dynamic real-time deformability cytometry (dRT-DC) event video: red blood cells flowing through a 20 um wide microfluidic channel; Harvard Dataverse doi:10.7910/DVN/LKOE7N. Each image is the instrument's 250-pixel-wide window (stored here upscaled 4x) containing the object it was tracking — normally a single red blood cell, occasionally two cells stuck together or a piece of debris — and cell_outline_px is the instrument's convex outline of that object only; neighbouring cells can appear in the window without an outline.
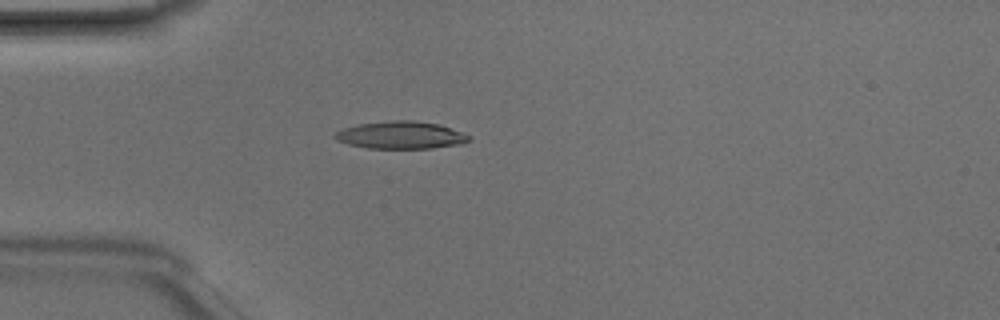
{"species": "Egyptian fruit bat (a non-hibernating species)", "species_latin": "Rousettus aegyptiacus", "temperature_condition": "room temperature", "stored_images_in_passage": 39, "camera_frame_rate_fps": 3000, "um_per_image_px": 0.085, "animal": {"sex": "male"}, "frame": {"image": 1, "passage_image": 4, "time_ms": 1.0, "image_size_px": [1000, 320], "cell_outline_px": [[472, 140], [460, 144], [432, 148], [368, 148], [348, 144], [336, 140], [332, 136], [336, 132], [344, 128], [360, 124], [392, 120], [412, 120], [440, 124], [464, 132], [472, 136]], "centroid_in_image_um": [34.12, 11.48], "position_along_channel_um": 50.9, "area_um2": 21.56}}
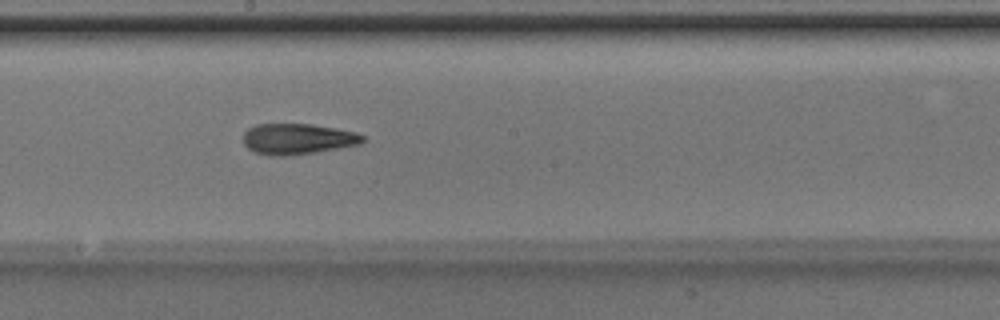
{"frame": {"image": 2, "passage_image": 17, "time_ms": 5.333, "image_size_px": [1000, 320], "cell_outline_px": [[364, 140], [360, 144], [316, 152], [288, 156], [268, 156], [256, 152], [248, 148], [244, 144], [244, 132], [248, 128], [256, 124], [312, 124], [336, 128], [356, 132], [364, 136]], "centroid_in_image_um": [25.29, 11.81], "position_along_channel_um": 222.9, "area_um2": 21.5}}
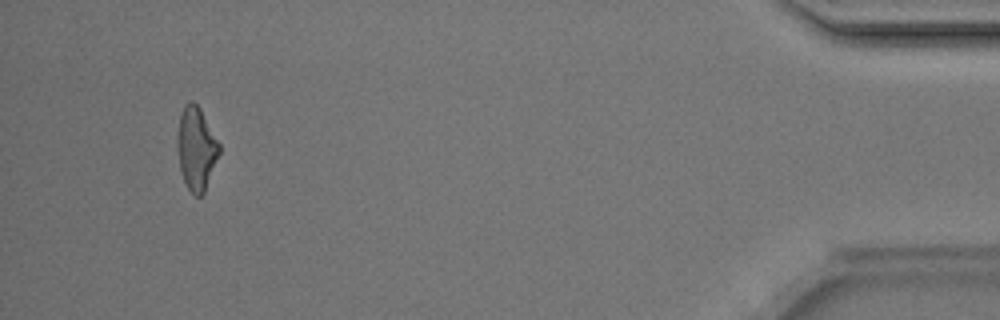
{"frame": {"image": 3, "passage_image": 36, "time_ms": 11.667, "image_size_px": [1000, 320], "cell_outline_px": [[220, 152], [204, 192], [200, 196], [196, 196], [188, 188], [184, 180], [180, 168], [180, 116], [184, 104], [192, 100], [200, 108], [220, 144]], "centroid_in_image_um": [16.74, 12.62], "position_along_channel_um": 418.5, "area_um2": 19.31}, "authors_computed_cell_mechanics": {"area_um2": 20.6346, "velocity_mm_per_s": 4.2278, "shape_relaxation_time_tau1_ms": 4.0046, "shape_relaxation_time_tau2_ms": 2.5582, "deformation_change_tau1": 0.1722, "deformation_change_tau2": 0.1319}}